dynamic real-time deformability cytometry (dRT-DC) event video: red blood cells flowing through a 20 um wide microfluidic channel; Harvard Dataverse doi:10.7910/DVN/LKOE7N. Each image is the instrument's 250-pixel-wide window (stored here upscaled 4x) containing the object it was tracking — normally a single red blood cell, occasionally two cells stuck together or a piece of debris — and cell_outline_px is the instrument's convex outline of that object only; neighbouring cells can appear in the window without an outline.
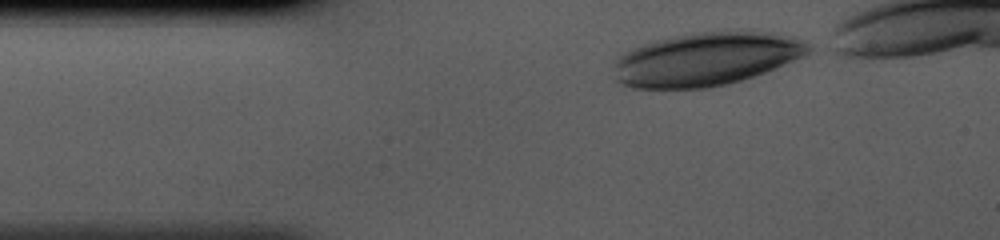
{"species": "human", "species_latin": "Homo sapiens", "temperature_condition": "cold", "stored_images_in_passage": 32, "camera_frame_rate_fps": 3000, "um_per_image_px": 0.085, "donor": {"sex": "male"}, "frame": {"image": 1, "passage_image": 1, "time_ms": 0.0, "image_size_px": [1000, 240], "cell_outline_px": [[812, 48], [804, 56], [776, 68], [740, 80], [708, 88], [632, 88], [620, 84], [616, 80], [616, 60], [624, 52], [640, 44], [672, 36], [692, 32], [772, 32], [800, 40], [812, 44]], "centroid_in_image_um": [60.0, 5.02], "position_along_channel_um": 25.0, "area_um2": 60.0}}
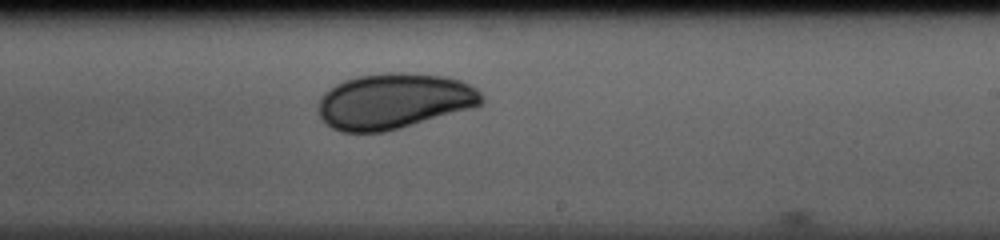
{"frame": {"image": 2, "passage_image": 20, "time_ms": 6.333, "image_size_px": [1000, 240], "cell_outline_px": [[484, 100], [480, 104], [468, 108], [400, 128], [384, 132], [344, 132], [332, 128], [320, 116], [320, 100], [324, 92], [336, 84], [344, 80], [356, 76], [388, 72], [400, 72], [444, 76], [460, 80], [476, 88], [484, 96]], "centroid_in_image_um": [33.47, 8.58], "position_along_channel_um": 255.5, "area_um2": 52.31}}
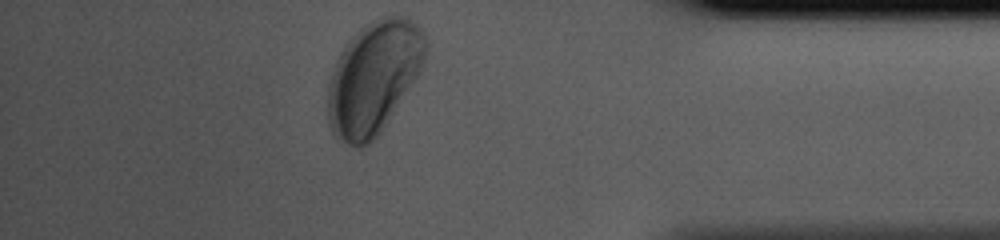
{"frame": {"image": 3, "passage_image": 32, "time_ms": 10.333, "image_size_px": [1000, 240], "cell_outline_px": [[428, 48], [420, 72], [380, 132], [368, 144], [360, 148], [348, 144], [340, 140], [332, 132], [328, 124], [328, 84], [332, 72], [340, 52], [348, 40], [360, 28], [384, 16], [408, 16], [424, 32], [428, 40]], "centroid_in_image_um": [31.78, 6.57], "position_along_channel_um": 403.4, "area_um2": 63.93}}